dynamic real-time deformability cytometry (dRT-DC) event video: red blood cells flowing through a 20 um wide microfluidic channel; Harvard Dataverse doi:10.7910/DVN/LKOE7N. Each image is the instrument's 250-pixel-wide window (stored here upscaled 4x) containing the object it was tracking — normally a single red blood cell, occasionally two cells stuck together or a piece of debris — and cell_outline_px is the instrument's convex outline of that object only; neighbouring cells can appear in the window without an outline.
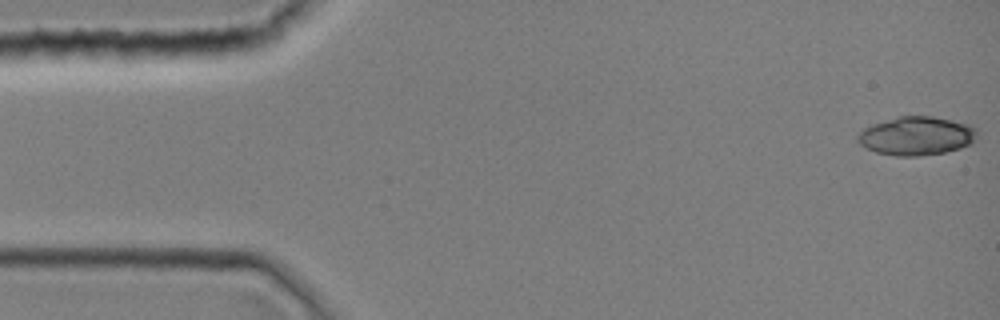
{"species": "common noctule bat (a hibernating species)", "species_latin": "Nyctalus noctula", "temperature_condition": "room temperature", "stored_images_in_passage": 11, "camera_frame_rate_fps": 3000, "um_per_image_px": 0.085, "animal": {"sex": "female", "body_mass_g": 19.0, "forearm_length_mm": 51.5}, "frame": {"image": 1, "passage_image": 1, "time_ms": 0.0, "image_size_px": [1000, 320], "cell_outline_px": [[976, 132], [972, 140], [968, 144], [960, 148], [944, 152], [920, 156], [896, 156], [876, 152], [860, 144], [856, 140], [856, 132], [872, 124], [896, 116], [932, 116], [952, 120], [968, 124], [976, 128]], "centroid_in_image_um": [77.83, 11.54], "position_along_channel_um": 7.2, "area_um2": 26.82}}
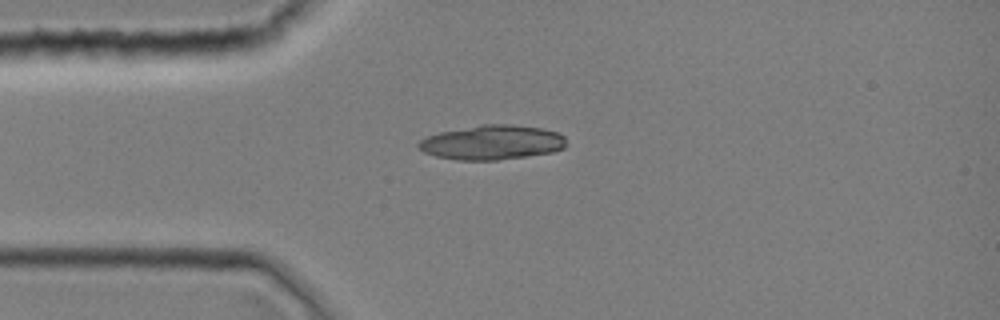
{"frame": {"image": 2, "passage_image": 10, "time_ms": 3.0, "image_size_px": [1000, 320], "cell_outline_px": [[564, 148], [552, 152], [496, 160], [456, 160], [436, 156], [424, 152], [416, 144], [420, 140], [428, 136], [440, 132], [480, 124], [512, 124], [540, 128], [556, 132], [564, 136]], "centroid_in_image_um": [41.79, 12.1], "position_along_channel_um": 43.2, "area_um2": 29.48}}